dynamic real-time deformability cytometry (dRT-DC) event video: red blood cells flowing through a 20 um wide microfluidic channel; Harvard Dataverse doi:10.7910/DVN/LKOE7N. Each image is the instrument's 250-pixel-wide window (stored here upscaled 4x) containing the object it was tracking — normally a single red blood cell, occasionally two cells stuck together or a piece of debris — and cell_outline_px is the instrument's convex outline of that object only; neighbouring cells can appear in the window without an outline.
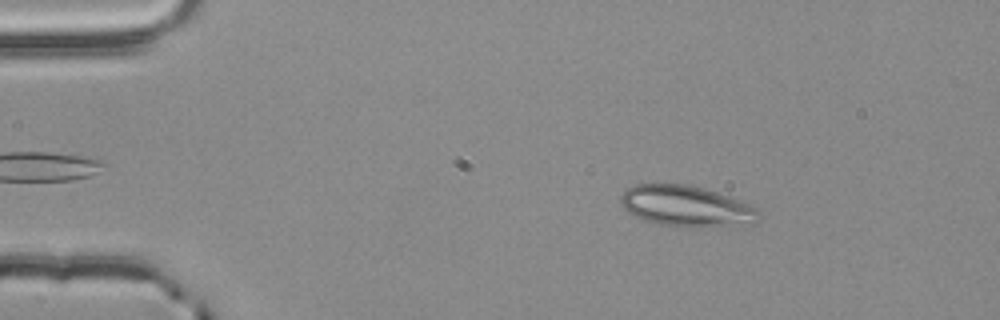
{"species": "common noctule bat (a hibernating species)", "species_latin": "Nyctalus noctula", "temperature_condition": "room temperature", "stored_images_in_passage": 55, "camera_frame_rate_fps": 3000, "um_per_image_px": 0.085, "animal": {"sex": "male", "body_mass_g": 20.4}, "frame": {"image": 1, "passage_image": 9, "time_ms": 2.667, "image_size_px": [1000, 320], "cell_outline_px": [[760, 220], [756, 224], [660, 224], [644, 220], [628, 212], [620, 204], [620, 196], [628, 188], [636, 184], [692, 184], [740, 200], [756, 208], [760, 212]], "centroid_in_image_um": [58.32, 17.47], "position_along_channel_um": 26.7, "area_um2": 31.91}}
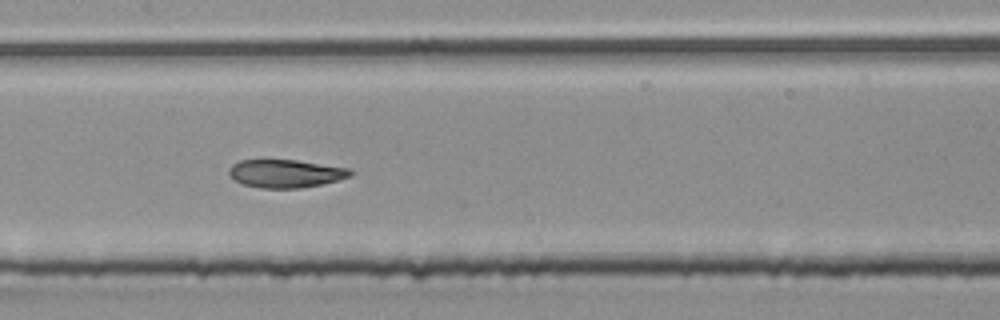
{"frame": {"image": 2, "passage_image": 27, "time_ms": 8.667, "image_size_px": [1000, 320], "cell_outline_px": [[356, 172], [352, 176], [320, 184], [300, 188], [260, 188], [244, 184], [236, 180], [228, 172], [228, 168], [232, 164], [240, 160], [260, 156], [296, 160], [348, 168]], "centroid_in_image_um": [24.22, 14.69], "position_along_channel_um": 183.2, "area_um2": 20.52}}
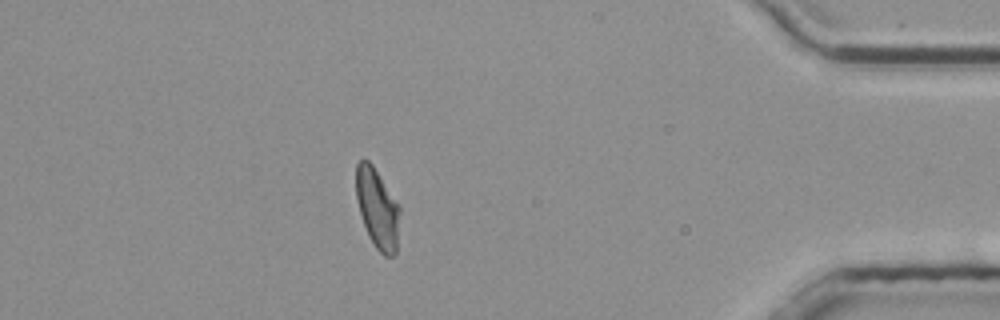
{"frame": {"image": 3, "passage_image": 48, "time_ms": 15.667, "image_size_px": [1000, 320], "cell_outline_px": [[400, 212], [396, 252], [392, 256], [384, 256], [376, 248], [368, 236], [360, 212], [356, 196], [356, 164], [360, 160], [368, 160], [372, 164], [400, 208]], "centroid_in_image_um": [32.07, 17.74], "position_along_channel_um": 403.1, "area_um2": 20.0}, "authors_computed_cell_mechanics": {"area_um2": 21.0392, "velocity_mm_per_s": 3.809, "shape_relaxation_time_tau1_ms": 5.6618, "shape_relaxation_time_tau2_ms": 6.9839, "deformation_change_tau1": 0.1569, "deformation_change_tau2": 0.0984}}